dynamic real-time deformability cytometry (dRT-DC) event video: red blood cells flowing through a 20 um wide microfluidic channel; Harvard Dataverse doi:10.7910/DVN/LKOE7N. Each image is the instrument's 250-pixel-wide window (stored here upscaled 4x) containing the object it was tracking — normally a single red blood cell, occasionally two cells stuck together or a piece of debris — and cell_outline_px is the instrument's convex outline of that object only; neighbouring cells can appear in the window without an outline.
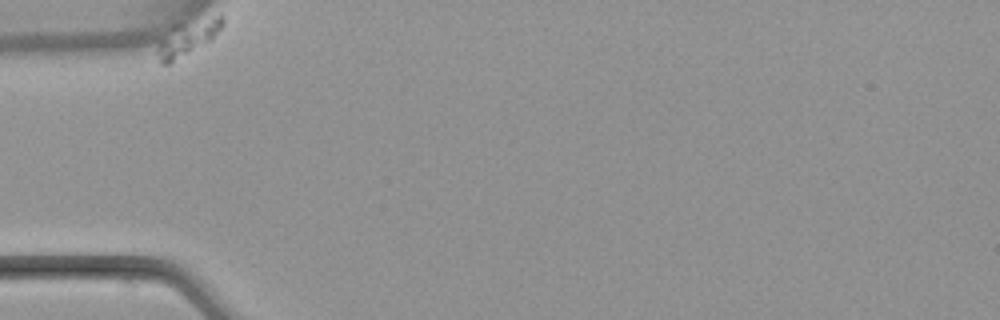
{"species": "common noctule bat (a hibernating species)", "species_latin": "Nyctalus noctula", "temperature_condition": "warm", "stored_images_in_passage": 46, "camera_frame_rate_fps": 3000, "um_per_image_px": 0.085, "animal": {"sex": "female", "body_mass_g": 22.7, "forearm_length_mm": 54.2}, "frame": {"image": 1, "passage_image": 1, "time_ms": 0.0, "image_size_px": [1000, 320], "cell_outline_px": [[224, 24], [212, 40], [168, 64], [160, 64], [156, 52], [156, 48], [160, 40], [172, 24], [220, 12], [224, 16]], "centroid_in_image_um": [15.99, 3.13], "position_along_channel_um": 69.0, "area_um2": 13.99}}